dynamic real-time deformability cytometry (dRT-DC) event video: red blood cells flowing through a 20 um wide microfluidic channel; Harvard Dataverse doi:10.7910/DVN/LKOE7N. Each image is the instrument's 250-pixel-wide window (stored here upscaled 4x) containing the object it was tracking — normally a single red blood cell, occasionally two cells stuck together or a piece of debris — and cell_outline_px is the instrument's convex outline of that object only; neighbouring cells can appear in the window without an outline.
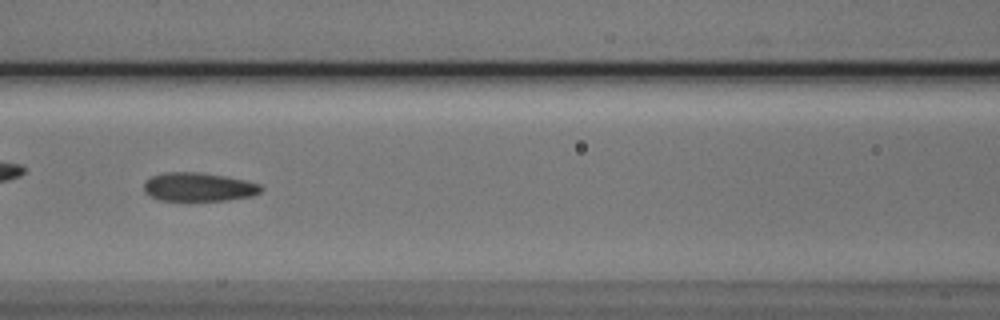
{"species": "Egyptian fruit bat (a non-hibernating species)", "species_latin": "Rousettus aegyptiacus", "temperature_condition": "cold", "stored_images_in_passage": 54, "camera_frame_rate_fps": 3000, "um_per_image_px": 0.085, "animal": {"sex": "male"}, "frame": {"image": 1, "passage_image": 24, "time_ms": 7.667, "image_size_px": [1000, 320], "cell_outline_px": [[264, 188], [260, 192], [252, 196], [228, 200], [188, 204], [160, 200], [144, 192], [144, 180], [152, 176], [164, 172], [200, 172], [224, 176], [244, 180], [260, 184]], "centroid_in_image_um": [16.85, 15.94], "position_along_channel_um": 149.7, "area_um2": 20.52}}
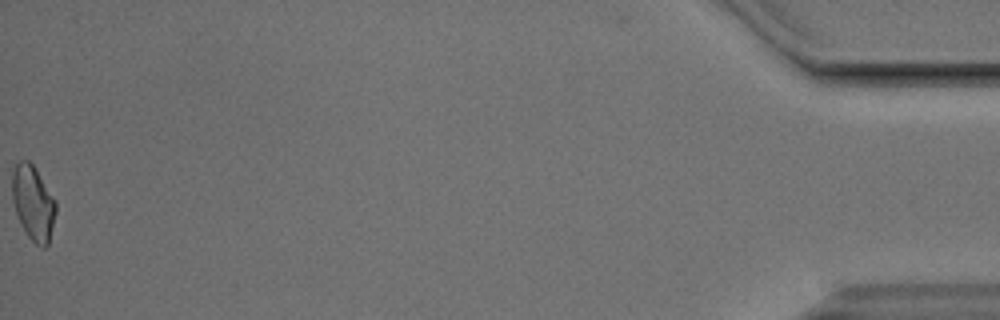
{"frame": {"image": 2, "passage_image": 54, "time_ms": 17.667, "image_size_px": [1000, 320], "cell_outline_px": [[56, 212], [48, 244], [44, 248], [36, 244], [28, 236], [20, 224], [12, 200], [12, 172], [16, 164], [20, 160], [28, 160], [32, 164], [56, 200]], "centroid_in_image_um": [2.81, 17.25], "position_along_channel_um": 432.4, "area_um2": 18.9}, "authors_computed_cell_mechanics": {"area_um2": 19.5075, "velocity_mm_per_s": 3.8241, "shape_relaxation_time_tau1_ms": 5.8294, "shape_relaxation_time_tau2_ms": 2.7138, "deformation_change_tau1": 0.1146, "deformation_change_tau2": 0.0846}}